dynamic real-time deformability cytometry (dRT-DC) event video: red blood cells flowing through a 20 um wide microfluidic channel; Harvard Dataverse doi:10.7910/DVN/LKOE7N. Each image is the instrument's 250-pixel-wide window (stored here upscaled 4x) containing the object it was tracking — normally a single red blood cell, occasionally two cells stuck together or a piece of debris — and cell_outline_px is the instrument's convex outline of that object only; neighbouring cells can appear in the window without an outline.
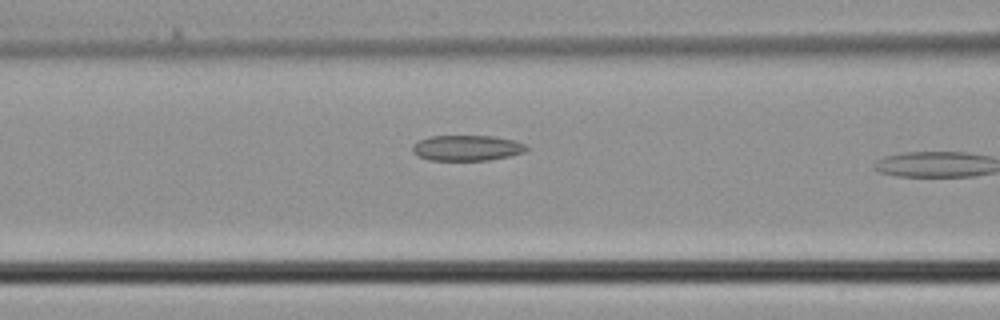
{"species": "common noctule bat (a hibernating species)", "species_latin": "Nyctalus noctula", "temperature_condition": "cold", "stored_images_in_passage": 7, "camera_frame_rate_fps": 3000, "um_per_image_px": 0.085, "animal": {"sex": "male", "body_mass_g": 21.5, "forearm_length_mm": 52.0}, "frame": {"image": 1, "passage_image": 7, "time_ms": 2.0, "image_size_px": [1000, 320], "cell_outline_px": [[528, 148], [524, 152], [508, 156], [488, 160], [428, 160], [416, 156], [412, 152], [412, 144], [416, 140], [432, 136], [492, 136], [516, 140], [524, 144]], "centroid_in_image_um": [39.63, 12.57], "position_along_channel_um": 127.0, "area_um2": 17.11}}